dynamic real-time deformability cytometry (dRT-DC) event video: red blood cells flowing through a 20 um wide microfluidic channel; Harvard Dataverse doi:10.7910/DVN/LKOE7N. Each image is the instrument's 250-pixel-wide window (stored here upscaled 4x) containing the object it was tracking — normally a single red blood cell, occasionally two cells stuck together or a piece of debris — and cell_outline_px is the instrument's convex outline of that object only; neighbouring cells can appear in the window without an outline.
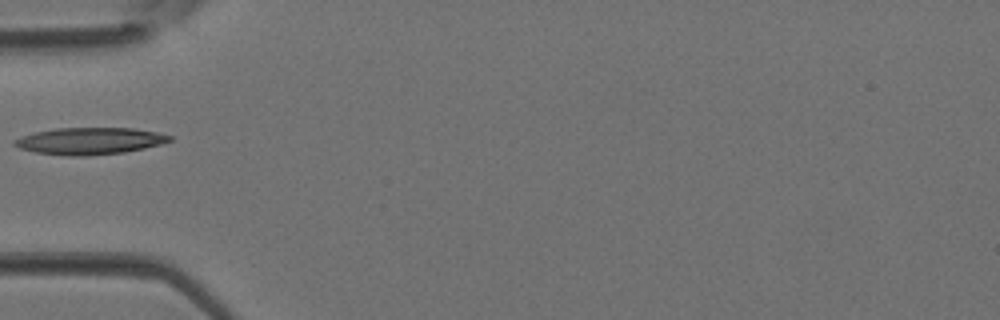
{"species": "Egyptian fruit bat (a non-hibernating species)", "species_latin": "Rousettus aegyptiacus", "temperature_condition": "room temperature", "stored_images_in_passage": 1, "camera_frame_rate_fps": 3000, "um_per_image_px": 0.085, "animal": {"sex": "female"}, "frame": {"image": 1, "passage_image": 1, "time_ms": 0.0, "image_size_px": [1000, 320], "cell_outline_px": [[172, 140], [160, 144], [144, 148], [124, 152], [88, 156], [64, 156], [36, 152], [20, 148], [12, 144], [12, 140], [36, 132], [56, 128], [132, 128], [156, 132], [172, 136]], "centroid_in_image_um": [7.61, 11.99], "position_along_channel_um": 77.4, "area_um2": 24.22}}